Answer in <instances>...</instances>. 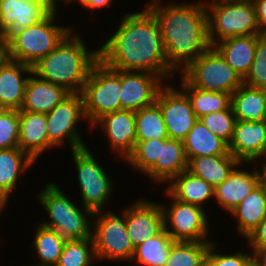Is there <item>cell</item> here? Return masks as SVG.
Instances as JSON below:
<instances>
[{
  "label": "cell",
  "mask_w": 266,
  "mask_h": 266,
  "mask_svg": "<svg viewBox=\"0 0 266 266\" xmlns=\"http://www.w3.org/2000/svg\"><path fill=\"white\" fill-rule=\"evenodd\" d=\"M92 239L96 260L129 263L134 256L135 248L127 234L125 223V206L118 214L112 209L94 213Z\"/></svg>",
  "instance_id": "cell-8"
},
{
  "label": "cell",
  "mask_w": 266,
  "mask_h": 266,
  "mask_svg": "<svg viewBox=\"0 0 266 266\" xmlns=\"http://www.w3.org/2000/svg\"><path fill=\"white\" fill-rule=\"evenodd\" d=\"M187 169L188 159L183 141L167 137L161 139V162H156L144 176L151 179V183L161 187L168 185L174 177Z\"/></svg>",
  "instance_id": "cell-23"
},
{
  "label": "cell",
  "mask_w": 266,
  "mask_h": 266,
  "mask_svg": "<svg viewBox=\"0 0 266 266\" xmlns=\"http://www.w3.org/2000/svg\"><path fill=\"white\" fill-rule=\"evenodd\" d=\"M247 245L253 254L262 247H266V217L260 224L246 237Z\"/></svg>",
  "instance_id": "cell-42"
},
{
  "label": "cell",
  "mask_w": 266,
  "mask_h": 266,
  "mask_svg": "<svg viewBox=\"0 0 266 266\" xmlns=\"http://www.w3.org/2000/svg\"><path fill=\"white\" fill-rule=\"evenodd\" d=\"M10 199L11 197H9L5 192L0 191V219H1L2 214H4L3 212H5L7 208H9L8 205H11V204H8L10 203Z\"/></svg>",
  "instance_id": "cell-47"
},
{
  "label": "cell",
  "mask_w": 266,
  "mask_h": 266,
  "mask_svg": "<svg viewBox=\"0 0 266 266\" xmlns=\"http://www.w3.org/2000/svg\"><path fill=\"white\" fill-rule=\"evenodd\" d=\"M19 147V110L0 109V149Z\"/></svg>",
  "instance_id": "cell-41"
},
{
  "label": "cell",
  "mask_w": 266,
  "mask_h": 266,
  "mask_svg": "<svg viewBox=\"0 0 266 266\" xmlns=\"http://www.w3.org/2000/svg\"><path fill=\"white\" fill-rule=\"evenodd\" d=\"M124 14L103 45L97 43L100 60L114 70L149 72L165 83L173 82L178 74L167 63L155 16L145 5L141 11Z\"/></svg>",
  "instance_id": "cell-1"
},
{
  "label": "cell",
  "mask_w": 266,
  "mask_h": 266,
  "mask_svg": "<svg viewBox=\"0 0 266 266\" xmlns=\"http://www.w3.org/2000/svg\"><path fill=\"white\" fill-rule=\"evenodd\" d=\"M236 231L245 239L266 217V183L262 180L230 213Z\"/></svg>",
  "instance_id": "cell-24"
},
{
  "label": "cell",
  "mask_w": 266,
  "mask_h": 266,
  "mask_svg": "<svg viewBox=\"0 0 266 266\" xmlns=\"http://www.w3.org/2000/svg\"><path fill=\"white\" fill-rule=\"evenodd\" d=\"M175 241L163 229L155 237H152L135 247L131 263L136 266H165Z\"/></svg>",
  "instance_id": "cell-33"
},
{
  "label": "cell",
  "mask_w": 266,
  "mask_h": 266,
  "mask_svg": "<svg viewBox=\"0 0 266 266\" xmlns=\"http://www.w3.org/2000/svg\"><path fill=\"white\" fill-rule=\"evenodd\" d=\"M166 83L159 91L156 103L160 106L168 136L183 141L197 122L188 96L175 84Z\"/></svg>",
  "instance_id": "cell-13"
},
{
  "label": "cell",
  "mask_w": 266,
  "mask_h": 266,
  "mask_svg": "<svg viewBox=\"0 0 266 266\" xmlns=\"http://www.w3.org/2000/svg\"><path fill=\"white\" fill-rule=\"evenodd\" d=\"M10 60L8 39L0 35V68Z\"/></svg>",
  "instance_id": "cell-45"
},
{
  "label": "cell",
  "mask_w": 266,
  "mask_h": 266,
  "mask_svg": "<svg viewBox=\"0 0 266 266\" xmlns=\"http://www.w3.org/2000/svg\"><path fill=\"white\" fill-rule=\"evenodd\" d=\"M259 166L261 167L262 172H266V154L264 158L259 162Z\"/></svg>",
  "instance_id": "cell-49"
},
{
  "label": "cell",
  "mask_w": 266,
  "mask_h": 266,
  "mask_svg": "<svg viewBox=\"0 0 266 266\" xmlns=\"http://www.w3.org/2000/svg\"><path fill=\"white\" fill-rule=\"evenodd\" d=\"M70 94L65 88L41 79L32 72L19 111L47 114Z\"/></svg>",
  "instance_id": "cell-22"
},
{
  "label": "cell",
  "mask_w": 266,
  "mask_h": 266,
  "mask_svg": "<svg viewBox=\"0 0 266 266\" xmlns=\"http://www.w3.org/2000/svg\"><path fill=\"white\" fill-rule=\"evenodd\" d=\"M168 184L164 188L179 201L205 209L206 203L214 200V187L188 170L182 171Z\"/></svg>",
  "instance_id": "cell-27"
},
{
  "label": "cell",
  "mask_w": 266,
  "mask_h": 266,
  "mask_svg": "<svg viewBox=\"0 0 266 266\" xmlns=\"http://www.w3.org/2000/svg\"><path fill=\"white\" fill-rule=\"evenodd\" d=\"M181 83L179 88L188 96L192 109L199 119L200 117L226 110L231 106V94L223 92L205 91L193 87L181 74H178Z\"/></svg>",
  "instance_id": "cell-32"
},
{
  "label": "cell",
  "mask_w": 266,
  "mask_h": 266,
  "mask_svg": "<svg viewBox=\"0 0 266 266\" xmlns=\"http://www.w3.org/2000/svg\"><path fill=\"white\" fill-rule=\"evenodd\" d=\"M81 94L90 126L103 115L121 110V70L111 69L99 60L93 66Z\"/></svg>",
  "instance_id": "cell-9"
},
{
  "label": "cell",
  "mask_w": 266,
  "mask_h": 266,
  "mask_svg": "<svg viewBox=\"0 0 266 266\" xmlns=\"http://www.w3.org/2000/svg\"><path fill=\"white\" fill-rule=\"evenodd\" d=\"M161 162V139L153 138L135 143L134 150L124 161L135 173L143 176L156 164Z\"/></svg>",
  "instance_id": "cell-37"
},
{
  "label": "cell",
  "mask_w": 266,
  "mask_h": 266,
  "mask_svg": "<svg viewBox=\"0 0 266 266\" xmlns=\"http://www.w3.org/2000/svg\"><path fill=\"white\" fill-rule=\"evenodd\" d=\"M58 12L54 11L46 20L35 25L13 31L7 37L10 59L33 66L76 29L74 23L71 26L60 24Z\"/></svg>",
  "instance_id": "cell-5"
},
{
  "label": "cell",
  "mask_w": 266,
  "mask_h": 266,
  "mask_svg": "<svg viewBox=\"0 0 266 266\" xmlns=\"http://www.w3.org/2000/svg\"><path fill=\"white\" fill-rule=\"evenodd\" d=\"M261 34H266V0H252Z\"/></svg>",
  "instance_id": "cell-43"
},
{
  "label": "cell",
  "mask_w": 266,
  "mask_h": 266,
  "mask_svg": "<svg viewBox=\"0 0 266 266\" xmlns=\"http://www.w3.org/2000/svg\"><path fill=\"white\" fill-rule=\"evenodd\" d=\"M227 1H237V0H227ZM242 1H252V0H242Z\"/></svg>",
  "instance_id": "cell-51"
},
{
  "label": "cell",
  "mask_w": 266,
  "mask_h": 266,
  "mask_svg": "<svg viewBox=\"0 0 266 266\" xmlns=\"http://www.w3.org/2000/svg\"><path fill=\"white\" fill-rule=\"evenodd\" d=\"M127 205H125V223L134 248L164 229L163 211L159 200L140 197Z\"/></svg>",
  "instance_id": "cell-15"
},
{
  "label": "cell",
  "mask_w": 266,
  "mask_h": 266,
  "mask_svg": "<svg viewBox=\"0 0 266 266\" xmlns=\"http://www.w3.org/2000/svg\"><path fill=\"white\" fill-rule=\"evenodd\" d=\"M228 151L243 163H259L266 154V120H237Z\"/></svg>",
  "instance_id": "cell-19"
},
{
  "label": "cell",
  "mask_w": 266,
  "mask_h": 266,
  "mask_svg": "<svg viewBox=\"0 0 266 266\" xmlns=\"http://www.w3.org/2000/svg\"><path fill=\"white\" fill-rule=\"evenodd\" d=\"M231 106L237 120H266V90L243 83L231 94Z\"/></svg>",
  "instance_id": "cell-29"
},
{
  "label": "cell",
  "mask_w": 266,
  "mask_h": 266,
  "mask_svg": "<svg viewBox=\"0 0 266 266\" xmlns=\"http://www.w3.org/2000/svg\"><path fill=\"white\" fill-rule=\"evenodd\" d=\"M35 163L37 162L19 147L0 149V191L13 197L12 194L23 182L20 180L24 179L25 174H29L27 172Z\"/></svg>",
  "instance_id": "cell-26"
},
{
  "label": "cell",
  "mask_w": 266,
  "mask_h": 266,
  "mask_svg": "<svg viewBox=\"0 0 266 266\" xmlns=\"http://www.w3.org/2000/svg\"><path fill=\"white\" fill-rule=\"evenodd\" d=\"M218 248V242L212 241L204 266H254V254L248 246L244 251L237 250L234 253L221 252Z\"/></svg>",
  "instance_id": "cell-38"
},
{
  "label": "cell",
  "mask_w": 266,
  "mask_h": 266,
  "mask_svg": "<svg viewBox=\"0 0 266 266\" xmlns=\"http://www.w3.org/2000/svg\"><path fill=\"white\" fill-rule=\"evenodd\" d=\"M203 3H206V2H208V1H211V0H201Z\"/></svg>",
  "instance_id": "cell-52"
},
{
  "label": "cell",
  "mask_w": 266,
  "mask_h": 266,
  "mask_svg": "<svg viewBox=\"0 0 266 266\" xmlns=\"http://www.w3.org/2000/svg\"><path fill=\"white\" fill-rule=\"evenodd\" d=\"M55 10L51 0H0V35L46 20Z\"/></svg>",
  "instance_id": "cell-17"
},
{
  "label": "cell",
  "mask_w": 266,
  "mask_h": 266,
  "mask_svg": "<svg viewBox=\"0 0 266 266\" xmlns=\"http://www.w3.org/2000/svg\"><path fill=\"white\" fill-rule=\"evenodd\" d=\"M156 74L142 71H121V110L139 111L156 102L166 84Z\"/></svg>",
  "instance_id": "cell-18"
},
{
  "label": "cell",
  "mask_w": 266,
  "mask_h": 266,
  "mask_svg": "<svg viewBox=\"0 0 266 266\" xmlns=\"http://www.w3.org/2000/svg\"><path fill=\"white\" fill-rule=\"evenodd\" d=\"M260 35L230 37L215 43L213 47L243 80L253 63L256 43Z\"/></svg>",
  "instance_id": "cell-25"
},
{
  "label": "cell",
  "mask_w": 266,
  "mask_h": 266,
  "mask_svg": "<svg viewBox=\"0 0 266 266\" xmlns=\"http://www.w3.org/2000/svg\"><path fill=\"white\" fill-rule=\"evenodd\" d=\"M33 242L31 251L33 254V264L28 263L22 266H55L62 253L65 239L55 230L46 228L39 223L34 227ZM36 262V263H35Z\"/></svg>",
  "instance_id": "cell-30"
},
{
  "label": "cell",
  "mask_w": 266,
  "mask_h": 266,
  "mask_svg": "<svg viewBox=\"0 0 266 266\" xmlns=\"http://www.w3.org/2000/svg\"><path fill=\"white\" fill-rule=\"evenodd\" d=\"M98 129L104 135L108 150L124 162L132 153L137 142L135 112L119 110L107 113L92 126L93 132ZM113 152V153H112Z\"/></svg>",
  "instance_id": "cell-14"
},
{
  "label": "cell",
  "mask_w": 266,
  "mask_h": 266,
  "mask_svg": "<svg viewBox=\"0 0 266 266\" xmlns=\"http://www.w3.org/2000/svg\"><path fill=\"white\" fill-rule=\"evenodd\" d=\"M263 173V181L266 183V172H262Z\"/></svg>",
  "instance_id": "cell-50"
},
{
  "label": "cell",
  "mask_w": 266,
  "mask_h": 266,
  "mask_svg": "<svg viewBox=\"0 0 266 266\" xmlns=\"http://www.w3.org/2000/svg\"><path fill=\"white\" fill-rule=\"evenodd\" d=\"M96 256L92 238L66 240L55 266H95Z\"/></svg>",
  "instance_id": "cell-36"
},
{
  "label": "cell",
  "mask_w": 266,
  "mask_h": 266,
  "mask_svg": "<svg viewBox=\"0 0 266 266\" xmlns=\"http://www.w3.org/2000/svg\"><path fill=\"white\" fill-rule=\"evenodd\" d=\"M167 202H160L163 211L164 230L174 241L203 242L211 240V221L207 208L175 199L164 187ZM210 223V224H209Z\"/></svg>",
  "instance_id": "cell-10"
},
{
  "label": "cell",
  "mask_w": 266,
  "mask_h": 266,
  "mask_svg": "<svg viewBox=\"0 0 266 266\" xmlns=\"http://www.w3.org/2000/svg\"><path fill=\"white\" fill-rule=\"evenodd\" d=\"M52 1V6H53V9L55 10V11H58V9H59V4L58 3H60V6H61V4L63 3V5H66L67 4V6H70V2H71V4L72 3H75V2H77V5L82 1V0H51ZM62 2V3H61ZM69 4V5H68Z\"/></svg>",
  "instance_id": "cell-48"
},
{
  "label": "cell",
  "mask_w": 266,
  "mask_h": 266,
  "mask_svg": "<svg viewBox=\"0 0 266 266\" xmlns=\"http://www.w3.org/2000/svg\"><path fill=\"white\" fill-rule=\"evenodd\" d=\"M32 72V66L11 59L0 68V109L22 108L26 84Z\"/></svg>",
  "instance_id": "cell-21"
},
{
  "label": "cell",
  "mask_w": 266,
  "mask_h": 266,
  "mask_svg": "<svg viewBox=\"0 0 266 266\" xmlns=\"http://www.w3.org/2000/svg\"><path fill=\"white\" fill-rule=\"evenodd\" d=\"M199 120L227 145L230 143L237 121L232 106L226 110L204 115Z\"/></svg>",
  "instance_id": "cell-39"
},
{
  "label": "cell",
  "mask_w": 266,
  "mask_h": 266,
  "mask_svg": "<svg viewBox=\"0 0 266 266\" xmlns=\"http://www.w3.org/2000/svg\"><path fill=\"white\" fill-rule=\"evenodd\" d=\"M258 165L240 162L229 177L214 188V203L229 214L263 180Z\"/></svg>",
  "instance_id": "cell-16"
},
{
  "label": "cell",
  "mask_w": 266,
  "mask_h": 266,
  "mask_svg": "<svg viewBox=\"0 0 266 266\" xmlns=\"http://www.w3.org/2000/svg\"><path fill=\"white\" fill-rule=\"evenodd\" d=\"M180 74L193 86L201 90L232 94L242 84V78L211 46Z\"/></svg>",
  "instance_id": "cell-12"
},
{
  "label": "cell",
  "mask_w": 266,
  "mask_h": 266,
  "mask_svg": "<svg viewBox=\"0 0 266 266\" xmlns=\"http://www.w3.org/2000/svg\"><path fill=\"white\" fill-rule=\"evenodd\" d=\"M164 1L151 0L145 6L159 24L169 67L180 74L212 46L207 11L201 0L189 3L186 0Z\"/></svg>",
  "instance_id": "cell-2"
},
{
  "label": "cell",
  "mask_w": 266,
  "mask_h": 266,
  "mask_svg": "<svg viewBox=\"0 0 266 266\" xmlns=\"http://www.w3.org/2000/svg\"><path fill=\"white\" fill-rule=\"evenodd\" d=\"M113 1L114 0H82L79 4L81 5V7L88 9V11L90 10L91 15L93 14V12H95L94 10H101L102 8H111V5H113Z\"/></svg>",
  "instance_id": "cell-44"
},
{
  "label": "cell",
  "mask_w": 266,
  "mask_h": 266,
  "mask_svg": "<svg viewBox=\"0 0 266 266\" xmlns=\"http://www.w3.org/2000/svg\"><path fill=\"white\" fill-rule=\"evenodd\" d=\"M240 162L228 151L224 155L200 156L188 162V171L214 188L226 180Z\"/></svg>",
  "instance_id": "cell-28"
},
{
  "label": "cell",
  "mask_w": 266,
  "mask_h": 266,
  "mask_svg": "<svg viewBox=\"0 0 266 266\" xmlns=\"http://www.w3.org/2000/svg\"><path fill=\"white\" fill-rule=\"evenodd\" d=\"M76 30L73 29L54 50L32 66L33 73L39 78L70 93L82 92L93 66L100 60L99 47L88 48L84 37Z\"/></svg>",
  "instance_id": "cell-3"
},
{
  "label": "cell",
  "mask_w": 266,
  "mask_h": 266,
  "mask_svg": "<svg viewBox=\"0 0 266 266\" xmlns=\"http://www.w3.org/2000/svg\"><path fill=\"white\" fill-rule=\"evenodd\" d=\"M188 162L195 157L224 155L228 145L214 135L199 119L183 140Z\"/></svg>",
  "instance_id": "cell-31"
},
{
  "label": "cell",
  "mask_w": 266,
  "mask_h": 266,
  "mask_svg": "<svg viewBox=\"0 0 266 266\" xmlns=\"http://www.w3.org/2000/svg\"><path fill=\"white\" fill-rule=\"evenodd\" d=\"M91 150L90 146L72 150L71 156L77 173L75 181L78 182L77 187L80 189L79 201H82L81 205L95 213L111 209V205L106 203H110L109 198L114 193L115 184L108 174L109 170L102 165L104 163L98 161L100 159Z\"/></svg>",
  "instance_id": "cell-7"
},
{
  "label": "cell",
  "mask_w": 266,
  "mask_h": 266,
  "mask_svg": "<svg viewBox=\"0 0 266 266\" xmlns=\"http://www.w3.org/2000/svg\"><path fill=\"white\" fill-rule=\"evenodd\" d=\"M205 7L212 46L230 37L261 34L253 1L211 0Z\"/></svg>",
  "instance_id": "cell-6"
},
{
  "label": "cell",
  "mask_w": 266,
  "mask_h": 266,
  "mask_svg": "<svg viewBox=\"0 0 266 266\" xmlns=\"http://www.w3.org/2000/svg\"><path fill=\"white\" fill-rule=\"evenodd\" d=\"M243 83L266 90V34L257 39L254 60Z\"/></svg>",
  "instance_id": "cell-40"
},
{
  "label": "cell",
  "mask_w": 266,
  "mask_h": 266,
  "mask_svg": "<svg viewBox=\"0 0 266 266\" xmlns=\"http://www.w3.org/2000/svg\"><path fill=\"white\" fill-rule=\"evenodd\" d=\"M19 148L35 162L55 147L48 141L46 114L19 111Z\"/></svg>",
  "instance_id": "cell-20"
},
{
  "label": "cell",
  "mask_w": 266,
  "mask_h": 266,
  "mask_svg": "<svg viewBox=\"0 0 266 266\" xmlns=\"http://www.w3.org/2000/svg\"><path fill=\"white\" fill-rule=\"evenodd\" d=\"M46 118L48 141L55 148L60 149L67 144L68 147L70 146L68 151H72L88 146L83 139L84 136H81L83 135L81 129L78 128L80 122L84 124L86 122L89 132H92L84 113V101L81 93H71L48 112Z\"/></svg>",
  "instance_id": "cell-11"
},
{
  "label": "cell",
  "mask_w": 266,
  "mask_h": 266,
  "mask_svg": "<svg viewBox=\"0 0 266 266\" xmlns=\"http://www.w3.org/2000/svg\"><path fill=\"white\" fill-rule=\"evenodd\" d=\"M254 266H266V247L259 248L254 253Z\"/></svg>",
  "instance_id": "cell-46"
},
{
  "label": "cell",
  "mask_w": 266,
  "mask_h": 266,
  "mask_svg": "<svg viewBox=\"0 0 266 266\" xmlns=\"http://www.w3.org/2000/svg\"><path fill=\"white\" fill-rule=\"evenodd\" d=\"M55 181L38 191L35 200L44 208L39 224L55 230L65 240L92 238L94 212L68 197ZM74 200V201H73Z\"/></svg>",
  "instance_id": "cell-4"
},
{
  "label": "cell",
  "mask_w": 266,
  "mask_h": 266,
  "mask_svg": "<svg viewBox=\"0 0 266 266\" xmlns=\"http://www.w3.org/2000/svg\"><path fill=\"white\" fill-rule=\"evenodd\" d=\"M137 142L168 136L160 106L155 102L135 112Z\"/></svg>",
  "instance_id": "cell-34"
},
{
  "label": "cell",
  "mask_w": 266,
  "mask_h": 266,
  "mask_svg": "<svg viewBox=\"0 0 266 266\" xmlns=\"http://www.w3.org/2000/svg\"><path fill=\"white\" fill-rule=\"evenodd\" d=\"M211 242L175 241L165 266H204Z\"/></svg>",
  "instance_id": "cell-35"
}]
</instances>
